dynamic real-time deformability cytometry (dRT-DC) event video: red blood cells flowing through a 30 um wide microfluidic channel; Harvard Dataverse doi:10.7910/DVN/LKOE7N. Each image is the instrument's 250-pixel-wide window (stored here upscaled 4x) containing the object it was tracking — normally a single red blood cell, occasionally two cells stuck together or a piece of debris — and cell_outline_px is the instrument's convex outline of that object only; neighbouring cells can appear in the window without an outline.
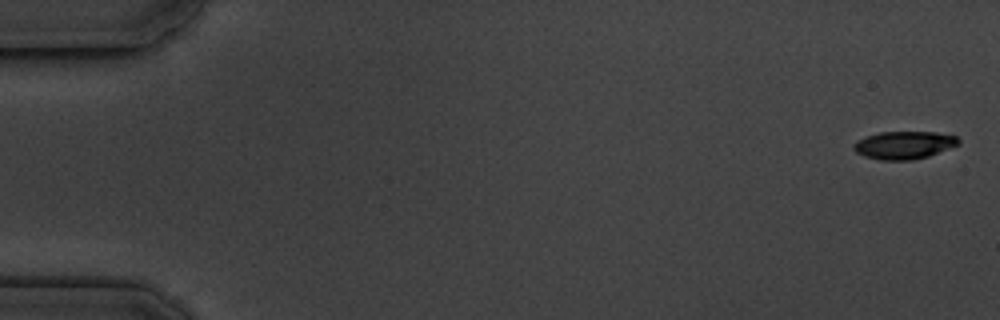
{"species": "common noctule bat (a hibernating species)", "species_latin": "Nyctalus noctula", "temperature_condition": "cold", "stored_images_in_passage": 6, "camera_frame_rate_fps": 3000, "um_per_image_px": 0.085, "animal": {"sex": "male", "body_mass_g": 19.5, "forearm_length_mm": 54.6}, "frame": {"image": 1, "passage_image": 1, "time_ms": 0.0, "image_size_px": [1000, 320], "cell_outline_px": [[960, 144], [928, 156], [912, 160], [880, 160], [864, 156], [856, 152], [852, 148], [852, 144], [856, 140], [864, 136], [880, 132], [936, 132], [956, 136], [960, 140]], "centroid_in_image_um": [76.8, 12.33], "position_along_channel_um": 8.2, "area_um2": 17.11}}